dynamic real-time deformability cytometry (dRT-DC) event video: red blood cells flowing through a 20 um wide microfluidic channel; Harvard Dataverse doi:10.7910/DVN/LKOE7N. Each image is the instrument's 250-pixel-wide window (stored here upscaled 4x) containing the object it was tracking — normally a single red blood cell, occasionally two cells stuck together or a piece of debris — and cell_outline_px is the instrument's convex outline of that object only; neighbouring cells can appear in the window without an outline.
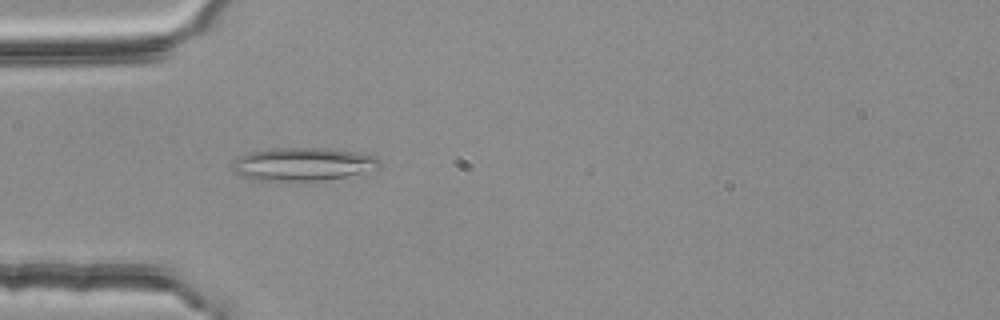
{"species": "common noctule bat (a hibernating species)", "species_latin": "Nyctalus noctula", "temperature_condition": "room temperature", "stored_images_in_passage": 37, "camera_frame_rate_fps": 3000, "um_per_image_px": 0.085, "animal": {"sex": "female", "body_mass_g": 25.1}, "frame": {"image": 1, "passage_image": 3, "time_ms": 0.667, "image_size_px": [1000, 320], "cell_outline_px": [[380, 168], [344, 176], [320, 180], [260, 180], [244, 176], [232, 172], [232, 164], [240, 156], [252, 152], [272, 148], [328, 148], [356, 152], [372, 156], [380, 160]], "centroid_in_image_um": [25.74, 13.94], "position_along_channel_um": 59.3, "area_um2": 27.86}}
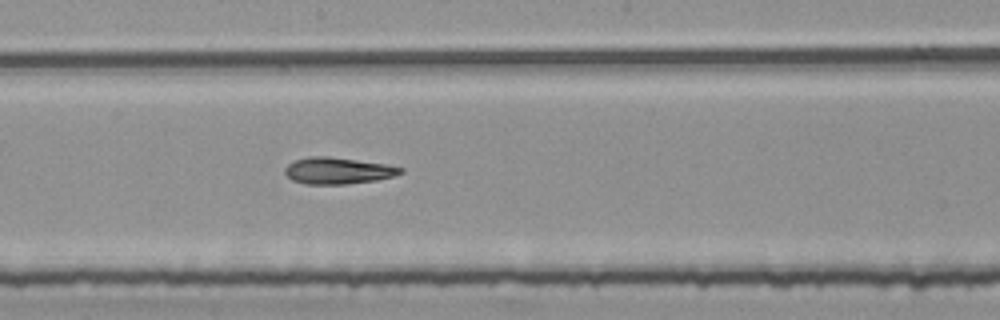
{"frame": {"image": 2, "passage_image": 16, "time_ms": 5.0, "image_size_px": [1000, 320], "cell_outline_px": [[404, 172], [392, 176], [376, 180], [348, 184], [304, 184], [292, 180], [284, 172], [284, 168], [292, 160], [312, 156], [328, 156], [384, 164], [404, 168]], "centroid_in_image_um": [28.68, 14.51], "position_along_channel_um": 219.5, "area_um2": 17.86}}
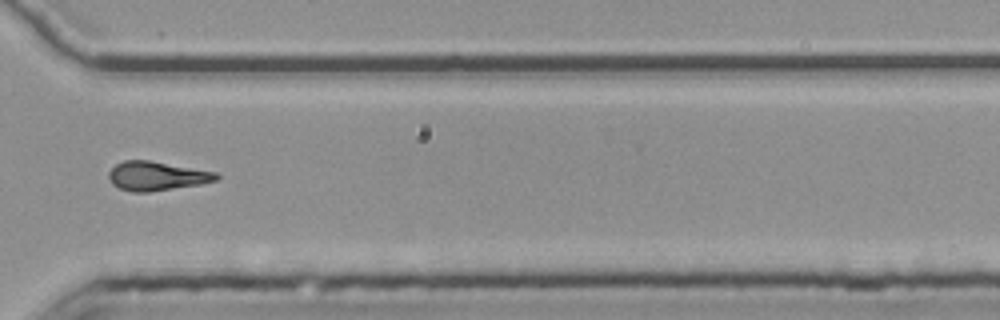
{"frame": {"image": 3, "passage_image": 27, "time_ms": 8.667, "image_size_px": [1000, 320], "cell_outline_px": [[220, 176], [216, 180], [200, 184], [148, 192], [132, 192], [120, 188], [112, 184], [108, 176], [108, 172], [116, 164], [124, 160], [148, 160], [216, 172]], "centroid_in_image_um": [13.29, 14.96], "position_along_channel_um": 357.3, "area_um2": 18.03}, "authors_computed_cell_mechanics": {"area_um2": 17.9758, "velocity_mm_per_s": 3.7684, "shape_relaxation_time_tau1_ms": 6.8249, "shape_relaxation_time_tau2_ms": 3.3277, "deformation_change_tau1": 0.2108, "deformation_change_tau2": 0.1428}}